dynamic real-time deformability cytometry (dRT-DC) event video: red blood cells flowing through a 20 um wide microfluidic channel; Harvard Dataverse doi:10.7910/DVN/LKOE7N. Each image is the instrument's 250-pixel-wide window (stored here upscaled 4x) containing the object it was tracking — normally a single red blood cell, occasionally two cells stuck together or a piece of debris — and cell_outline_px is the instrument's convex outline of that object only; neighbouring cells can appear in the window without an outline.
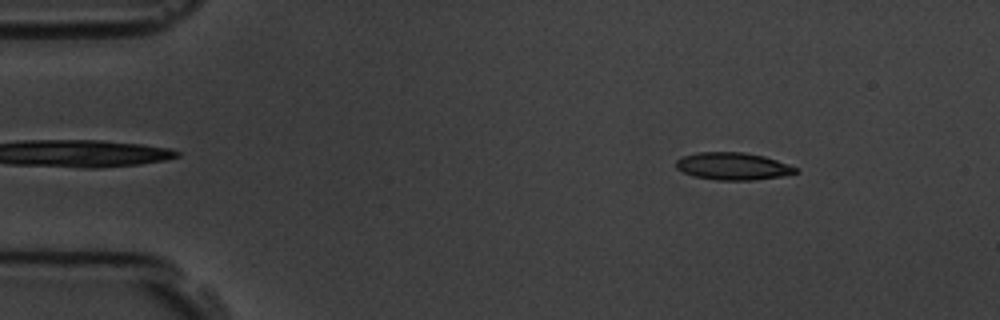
{"species": "common noctule bat (a hibernating species)", "species_latin": "Nyctalus noctula", "temperature_condition": "room temperature", "stored_images_in_passage": 4, "camera_frame_rate_fps": 3000, "um_per_image_px": 0.085, "animal": {"sex": "male", "body_mass_g": 19.5, "forearm_length_mm": 54.6}, "frame": {"image": 1, "passage_image": 2, "time_ms": 1.0, "image_size_px": [1000, 320], "cell_outline_px": [[800, 172], [780, 176], [752, 180], [716, 180], [692, 176], [676, 168], [676, 160], [684, 156], [696, 152], [744, 152], [764, 156], [800, 168]], "centroid_in_image_um": [62.31, 14.13], "position_along_channel_um": 22.7, "area_um2": 19.13}}